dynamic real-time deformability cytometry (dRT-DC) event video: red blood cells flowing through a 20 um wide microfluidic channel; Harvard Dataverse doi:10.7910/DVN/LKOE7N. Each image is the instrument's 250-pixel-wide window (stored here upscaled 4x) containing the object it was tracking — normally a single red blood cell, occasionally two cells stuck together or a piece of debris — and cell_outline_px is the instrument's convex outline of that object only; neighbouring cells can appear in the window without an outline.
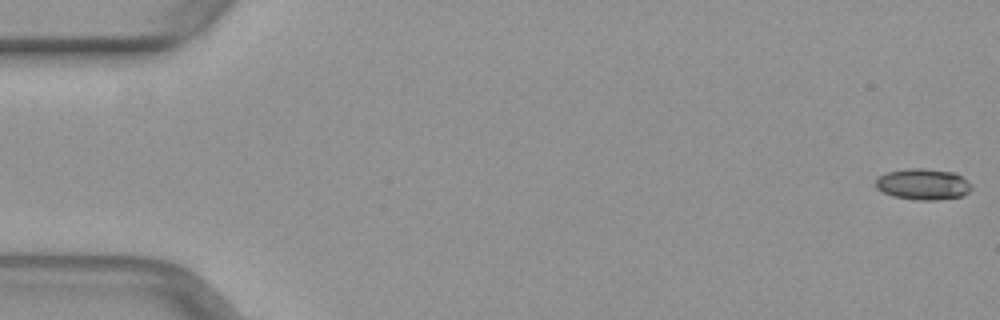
{"species": "common noctule bat (a hibernating species)", "species_latin": "Nyctalus noctula", "temperature_condition": "warm", "stored_images_in_passage": 51, "camera_frame_rate_fps": 3000, "um_per_image_px": 0.085, "animal": {"sex": "female", "body_mass_g": 29.2, "forearm_length_mm": 56.3}, "frame": {"image": 1, "passage_image": 1, "time_ms": 0.0, "image_size_px": [1000, 320], "cell_outline_px": [[972, 188], [968, 192], [960, 196], [936, 200], [916, 200], [892, 196], [876, 188], [876, 180], [884, 172], [908, 168], [924, 168], [952, 172], [960, 176]], "centroid_in_image_um": [78.39, 15.65], "position_along_channel_um": 6.6, "area_um2": 17.17}}
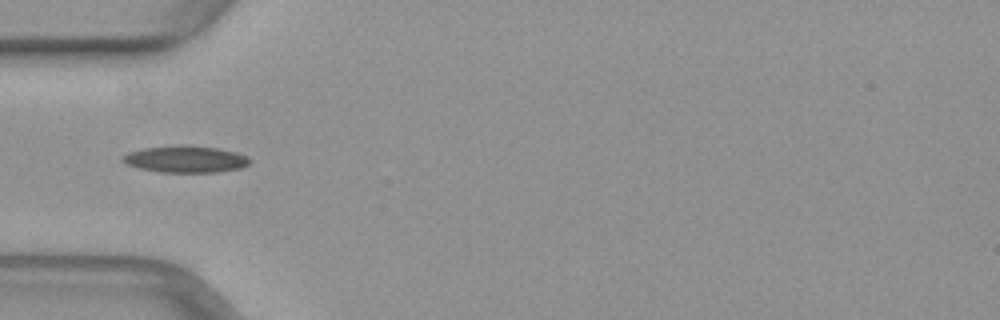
{"frame": {"image": 2, "passage_image": 17, "time_ms": 5.333, "image_size_px": [1000, 320], "cell_outline_px": [[252, 160], [248, 164], [240, 168], [216, 172], [160, 172], [140, 168], [128, 164], [120, 160], [120, 156], [128, 152], [144, 148], [180, 144], [184, 144], [216, 148], [236, 152], [248, 156]], "centroid_in_image_um": [15.76, 13.51], "position_along_channel_um": 69.2, "area_um2": 19.94}}
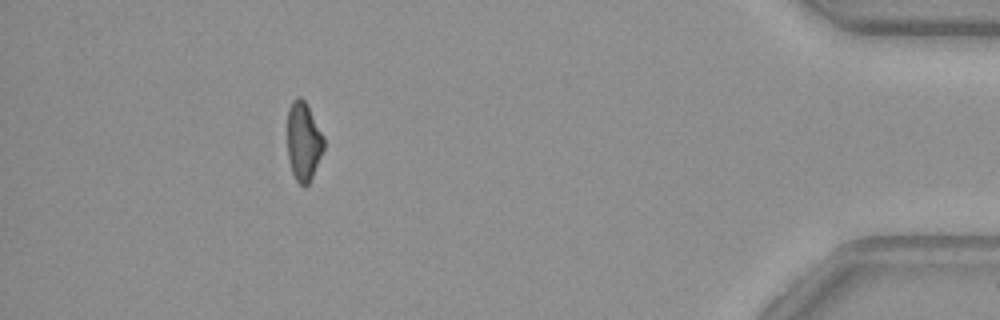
{"frame": {"image": 3, "passage_image": 46, "time_ms": 15.0, "image_size_px": [1000, 320], "cell_outline_px": [[324, 148], [312, 176], [308, 184], [304, 188], [296, 180], [292, 172], [288, 156], [288, 108], [292, 100], [296, 96], [300, 96], [304, 100], [324, 136]], "centroid_in_image_um": [25.79, 12.01], "position_along_channel_um": 409.4, "area_um2": 16.59}}